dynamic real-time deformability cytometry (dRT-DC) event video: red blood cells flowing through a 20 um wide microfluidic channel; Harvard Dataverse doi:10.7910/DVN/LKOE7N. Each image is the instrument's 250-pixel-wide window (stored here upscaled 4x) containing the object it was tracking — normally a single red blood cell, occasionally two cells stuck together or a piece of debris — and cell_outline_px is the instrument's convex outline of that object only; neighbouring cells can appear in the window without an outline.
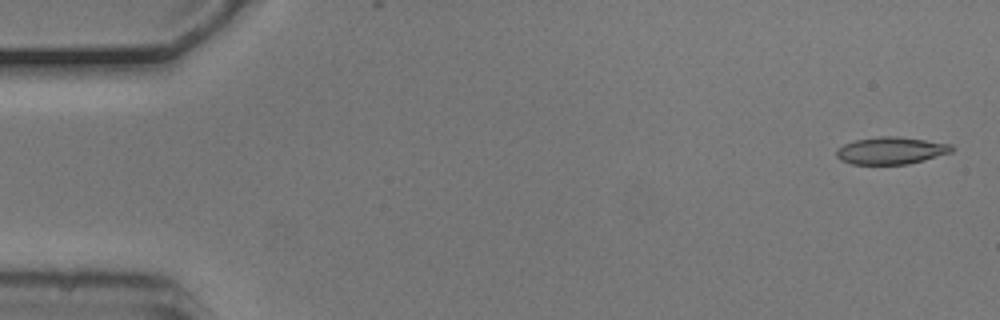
{"species": "common noctule bat (a hibernating species)", "species_latin": "Nyctalus noctula", "temperature_condition": "cold", "stored_images_in_passage": 4, "camera_frame_rate_fps": 3000, "um_per_image_px": 0.085, "animal": {"sex": "male", "body_mass_g": 20.5, "forearm_length_mm": 52.5}, "frame": {"image": 1, "passage_image": 1, "time_ms": 0.0, "image_size_px": [1000, 320], "cell_outline_px": [[956, 148], [952, 152], [924, 160], [908, 164], [852, 164], [840, 160], [836, 156], [836, 148], [844, 144], [856, 140], [880, 136], [896, 136], [952, 144]], "centroid_in_image_um": [75.74, 12.8], "position_along_channel_um": 9.3, "area_um2": 18.32}}
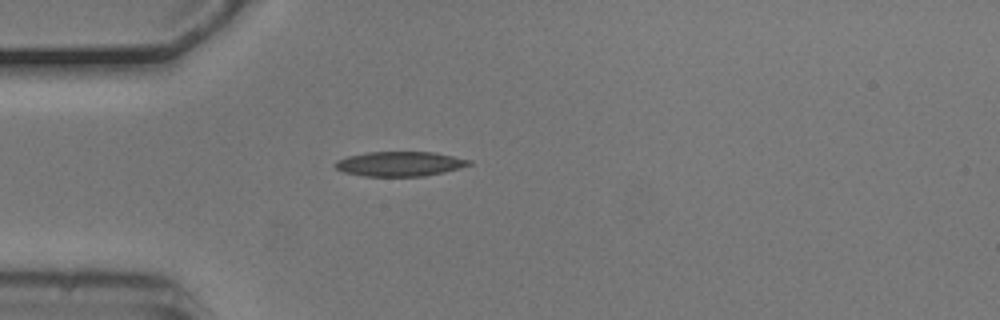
{"frame": {"image": 2, "passage_image": 4, "time_ms": 1.0, "image_size_px": [1000, 320], "cell_outline_px": [[472, 164], [460, 168], [444, 172], [424, 176], [364, 176], [344, 172], [336, 168], [336, 160], [348, 156], [368, 152], [436, 152], [472, 160]], "centroid_in_image_um": [34.03, 13.92], "position_along_channel_um": 51.0, "area_um2": 19.25}}